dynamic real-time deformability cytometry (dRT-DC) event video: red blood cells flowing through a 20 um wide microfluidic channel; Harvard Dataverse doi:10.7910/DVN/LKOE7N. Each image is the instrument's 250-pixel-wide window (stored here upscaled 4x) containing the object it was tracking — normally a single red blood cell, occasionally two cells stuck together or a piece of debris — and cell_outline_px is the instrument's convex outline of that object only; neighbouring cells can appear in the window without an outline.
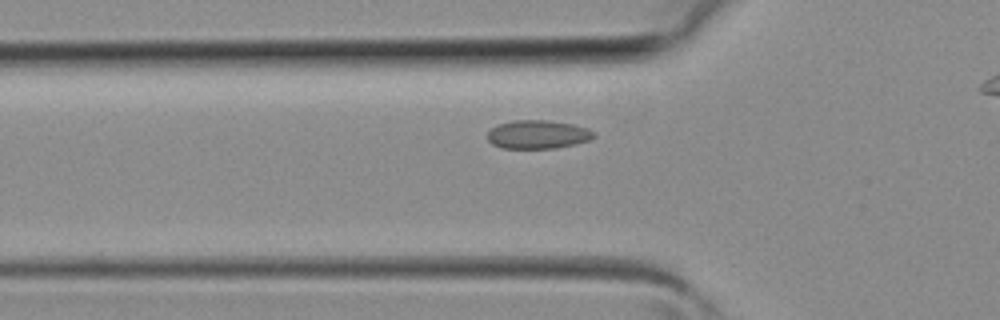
{"species": "common noctule bat (a hibernating species)", "species_latin": "Nyctalus noctula", "temperature_condition": "room temperature", "stored_images_in_passage": 31, "camera_frame_rate_fps": 3000, "um_per_image_px": 0.085, "animal": {"sex": "female", "body_mass_g": 19.3, "forearm_length_mm": 54.1}, "frame": {"image": 1, "passage_image": 10, "time_ms": 3.0, "image_size_px": [1000, 320], "cell_outline_px": [[596, 136], [588, 140], [556, 148], [500, 148], [492, 144], [488, 140], [488, 132], [492, 128], [500, 124], [512, 120], [548, 120], [572, 124], [588, 128], [596, 132]], "centroid_in_image_um": [45.72, 11.42], "position_along_channel_um": 80.1, "area_um2": 17.63}}
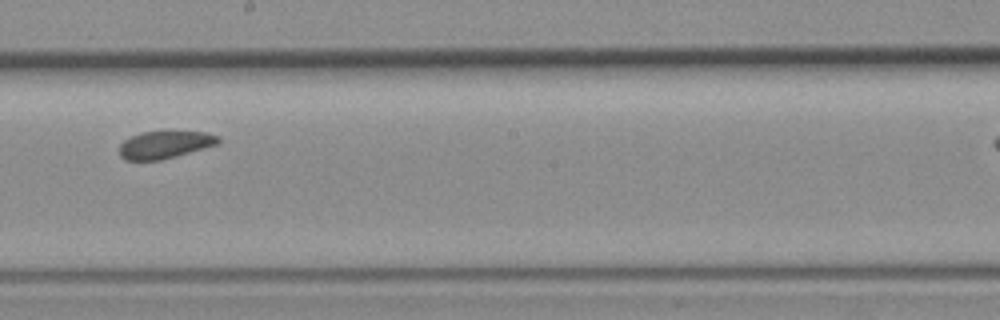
{"frame": {"image": 2, "passage_image": 19, "time_ms": 6.0, "image_size_px": [1000, 320], "cell_outline_px": [[220, 140], [216, 144], [204, 148], [176, 156], [160, 160], [124, 160], [120, 156], [120, 144], [124, 140], [140, 132], [208, 132], [220, 136]], "centroid_in_image_um": [14.0, 12.3], "position_along_channel_um": 234.2, "area_um2": 15.66}}
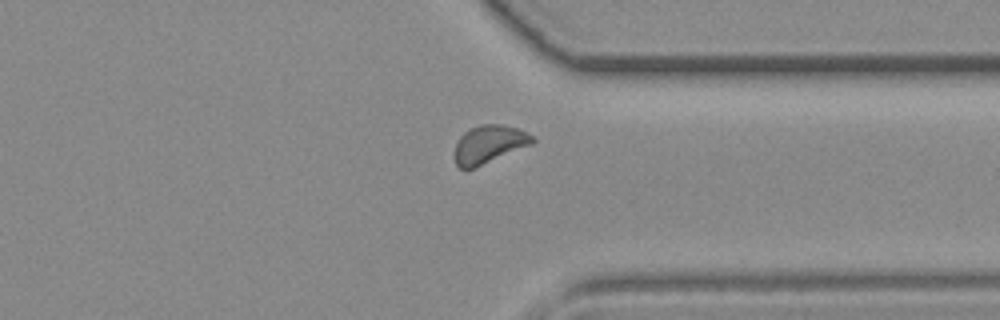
{"frame": {"image": 3, "passage_image": 27, "time_ms": 8.667, "image_size_px": [1000, 320], "cell_outline_px": [[536, 140], [532, 144], [472, 168], [460, 168], [456, 164], [456, 144], [460, 136], [464, 132], [480, 124], [500, 124], [516, 128], [528, 132], [536, 136]], "centroid_in_image_um": [41.62, 12.23], "position_along_channel_um": 369.8, "area_um2": 16.88}}